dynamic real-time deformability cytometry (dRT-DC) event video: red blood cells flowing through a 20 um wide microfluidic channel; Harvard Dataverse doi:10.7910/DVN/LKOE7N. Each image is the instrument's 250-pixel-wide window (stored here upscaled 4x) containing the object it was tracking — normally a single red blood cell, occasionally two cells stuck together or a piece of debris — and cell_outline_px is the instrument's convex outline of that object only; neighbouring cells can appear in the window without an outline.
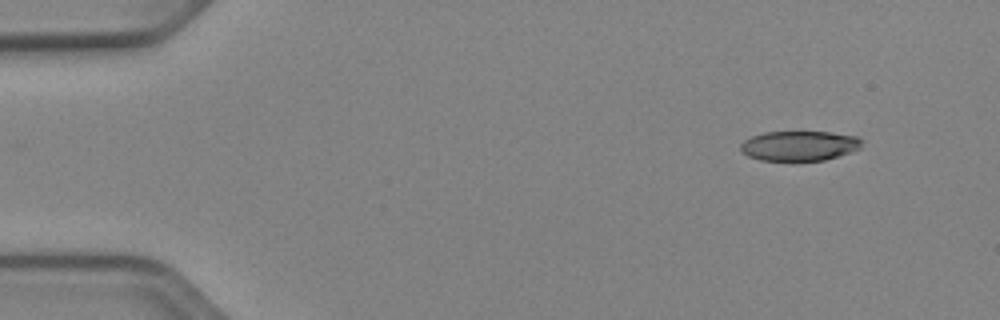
{"species": "Egyptian fruit bat (a non-hibernating species)", "species_latin": "Rousettus aegyptiacus", "temperature_condition": "cold", "stored_images_in_passage": 48, "camera_frame_rate_fps": 3000, "um_per_image_px": 0.085, "animal": {"sex": "female"}, "frame": {"image": 1, "passage_image": 1, "time_ms": 0.0, "image_size_px": [1000, 320], "cell_outline_px": [[860, 148], [824, 160], [760, 160], [748, 156], [740, 152], [740, 144], [744, 140], [752, 136], [764, 132], [828, 132], [856, 136], [860, 140]], "centroid_in_image_um": [67.86, 12.39], "position_along_channel_um": 17.1, "area_um2": 20.81}}
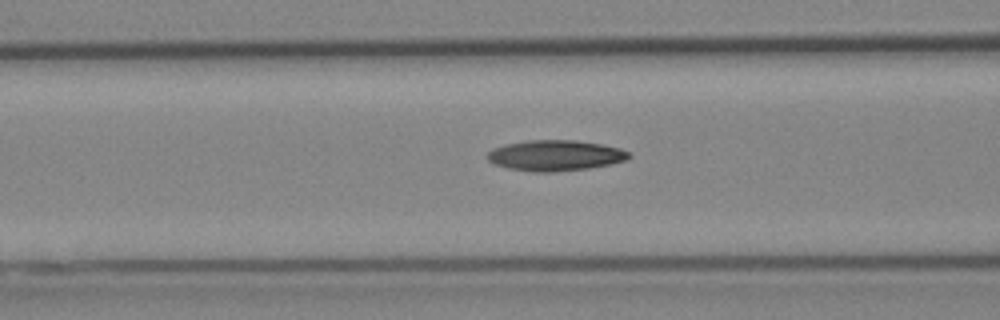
{"frame": {"image": 2, "passage_image": 17, "time_ms": 5.333, "image_size_px": [1000, 320], "cell_outline_px": [[632, 156], [624, 160], [608, 164], [588, 168], [556, 172], [532, 172], [508, 168], [492, 164], [488, 160], [488, 152], [492, 148], [504, 144], [524, 140], [576, 140], [600, 144], [620, 148], [628, 152]], "centroid_in_image_um": [47.14, 13.21], "position_along_channel_um": 119.5, "area_um2": 25.37}}
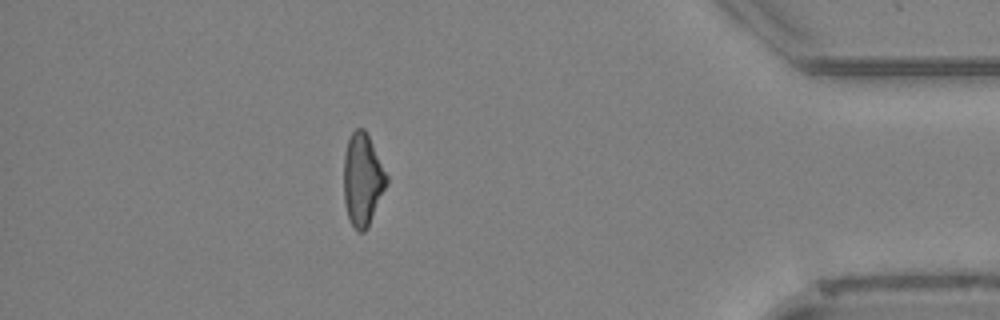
{"frame": {"image": 3, "passage_image": 42, "time_ms": 13.667, "image_size_px": [1000, 320], "cell_outline_px": [[388, 184], [364, 232], [356, 232], [348, 216], [344, 204], [344, 152], [348, 136], [356, 128], [364, 128], [388, 176]], "centroid_in_image_um": [30.8, 15.24], "position_along_channel_um": 404.4, "area_um2": 22.95}, "authors_computed_cell_mechanics": {"area_um2": 23.7847, "velocity_mm_per_s": 3.9248, "shape_relaxation_time_tau1_ms": 8.474, "shape_relaxation_time_tau2_ms": null, "deformation_change_tau1": 0.1946, "deformation_change_tau2": null}}